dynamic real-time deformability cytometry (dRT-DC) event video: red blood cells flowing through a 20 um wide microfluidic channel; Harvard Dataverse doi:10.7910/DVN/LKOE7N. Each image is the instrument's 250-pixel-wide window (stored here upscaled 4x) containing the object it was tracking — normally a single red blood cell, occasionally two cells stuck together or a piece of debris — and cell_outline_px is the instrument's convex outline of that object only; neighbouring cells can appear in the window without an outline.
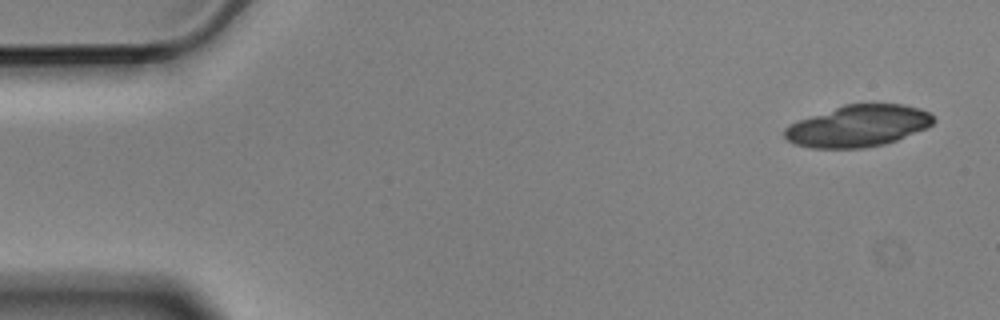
{"species": "Egyptian fruit bat (a non-hibernating species)", "species_latin": "Rousettus aegyptiacus", "temperature_condition": "cold", "stored_images_in_passage": 5, "camera_frame_rate_fps": 3000, "um_per_image_px": 0.085, "animal": {"sex": "male"}, "frame": {"image": 1, "passage_image": 1, "time_ms": 0.0, "image_size_px": [1000, 320], "cell_outline_px": [[936, 120], [932, 124], [924, 128], [896, 140], [884, 144], [864, 148], [812, 148], [792, 144], [784, 136], [784, 128], [788, 124], [844, 104], [904, 104], [920, 108], [928, 112]], "centroid_in_image_um": [72.91, 10.71], "position_along_channel_um": 12.1, "area_um2": 35.95}}